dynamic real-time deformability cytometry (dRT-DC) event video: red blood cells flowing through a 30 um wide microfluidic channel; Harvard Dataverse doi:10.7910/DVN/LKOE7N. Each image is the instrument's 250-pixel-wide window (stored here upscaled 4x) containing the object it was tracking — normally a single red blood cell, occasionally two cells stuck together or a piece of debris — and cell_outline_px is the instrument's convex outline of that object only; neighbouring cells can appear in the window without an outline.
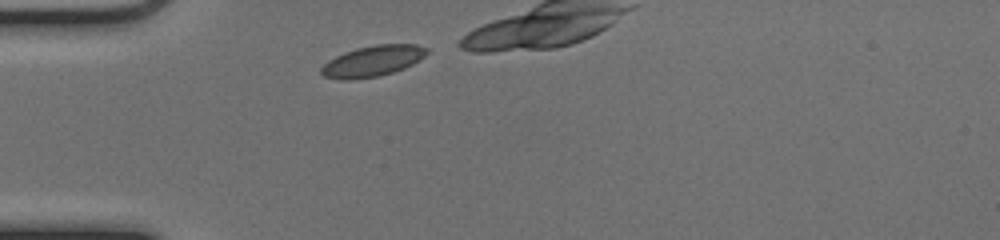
{"species": "common noctule bat (a hibernating species)", "species_latin": "Nyctalus noctula", "temperature_condition": "cold", "stored_images_in_passage": 8, "camera_frame_rate_fps": 3000, "um_per_image_px": 0.085, "animal": {"sex": "female", "body_mass_g": 17.0, "forearm_length_mm": 48.0}, "frame": {"image": 1, "passage_image": 1, "time_ms": 0.0, "image_size_px": [1000, 240], "cell_outline_px": [[428, 52], [424, 56], [412, 64], [404, 68], [380, 76], [348, 80], [344, 80], [324, 76], [320, 72], [320, 68], [328, 60], [344, 52], [356, 48], [376, 44], [416, 44], [428, 48]], "centroid_in_image_um": [31.66, 5.18], "position_along_channel_um": 53.3, "area_um2": 18.96}}
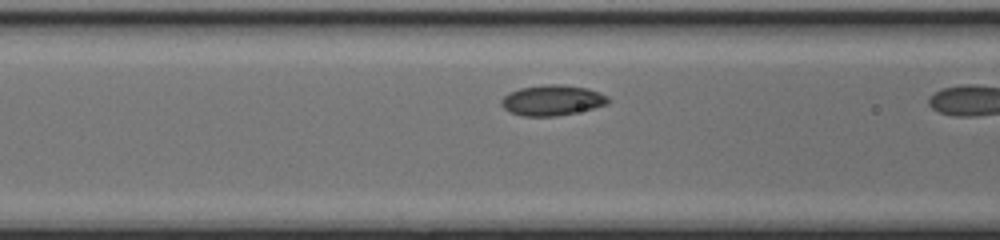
{"frame": {"image": 2, "passage_image": 7, "time_ms": 2.0, "image_size_px": [1000, 240], "cell_outline_px": [[608, 104], [576, 112], [556, 116], [520, 116], [508, 112], [500, 104], [500, 100], [508, 92], [520, 88], [544, 84], [564, 84], [588, 88], [600, 92], [608, 96]], "centroid_in_image_um": [46.9, 8.51], "position_along_channel_um": 119.7, "area_um2": 19.19}}